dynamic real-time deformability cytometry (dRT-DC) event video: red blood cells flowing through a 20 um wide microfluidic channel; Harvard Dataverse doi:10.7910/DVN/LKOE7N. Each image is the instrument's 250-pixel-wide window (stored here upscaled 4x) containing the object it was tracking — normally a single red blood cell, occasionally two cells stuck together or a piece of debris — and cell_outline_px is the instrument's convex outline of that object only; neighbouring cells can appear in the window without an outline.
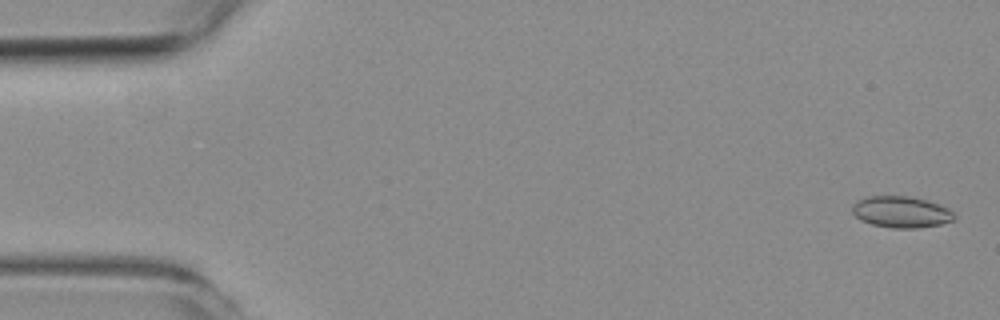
{"species": "common noctule bat (a hibernating species)", "species_latin": "Nyctalus noctula", "temperature_condition": "room temperature", "stored_images_in_passage": 55, "camera_frame_rate_fps": 3000, "um_per_image_px": 0.085, "animal": {"sex": "female", "body_mass_g": 19.3, "forearm_length_mm": 54.1}, "frame": {"image": 1, "passage_image": 2, "time_ms": 0.333, "image_size_px": [1000, 320], "cell_outline_px": [[956, 220], [940, 224], [920, 228], [892, 228], [872, 224], [860, 220], [852, 212], [852, 204], [856, 200], [864, 196], [912, 196], [948, 208], [956, 216]], "centroid_in_image_um": [76.57, 18.02], "position_along_channel_um": 8.4, "area_um2": 18.79}}
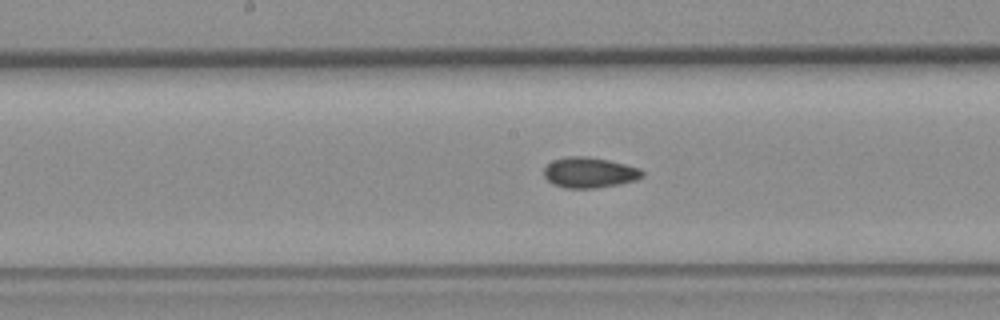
{"frame": {"image": 2, "passage_image": 28, "time_ms": 9.0, "image_size_px": [1000, 320], "cell_outline_px": [[644, 176], [636, 180], [620, 184], [596, 188], [564, 188], [552, 184], [544, 176], [544, 168], [552, 160], [568, 156], [584, 156], [608, 160], [640, 168], [644, 172]], "centroid_in_image_um": [50.1, 14.67], "position_along_channel_um": 198.1, "area_um2": 17.57}}
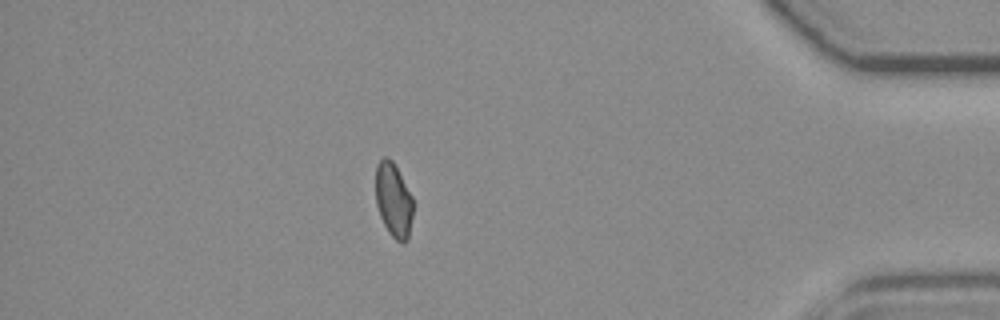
{"frame": {"image": 3, "passage_image": 48, "time_ms": 15.667, "image_size_px": [1000, 320], "cell_outline_px": [[416, 204], [408, 240], [396, 240], [388, 232], [380, 216], [376, 204], [376, 164], [384, 156], [388, 156], [392, 160], [412, 196]], "centroid_in_image_um": [33.48, 17.0], "position_along_channel_um": 401.7, "area_um2": 16.47}, "authors_computed_cell_mechanics": {"area_um2": 17.4556, "velocity_mm_per_s": 3.75, "shape_relaxation_time_tau1_ms": null, "shape_relaxation_time_tau2_ms": 2.9582, "deformation_change_tau1": null, "deformation_change_tau2": 0.068}}